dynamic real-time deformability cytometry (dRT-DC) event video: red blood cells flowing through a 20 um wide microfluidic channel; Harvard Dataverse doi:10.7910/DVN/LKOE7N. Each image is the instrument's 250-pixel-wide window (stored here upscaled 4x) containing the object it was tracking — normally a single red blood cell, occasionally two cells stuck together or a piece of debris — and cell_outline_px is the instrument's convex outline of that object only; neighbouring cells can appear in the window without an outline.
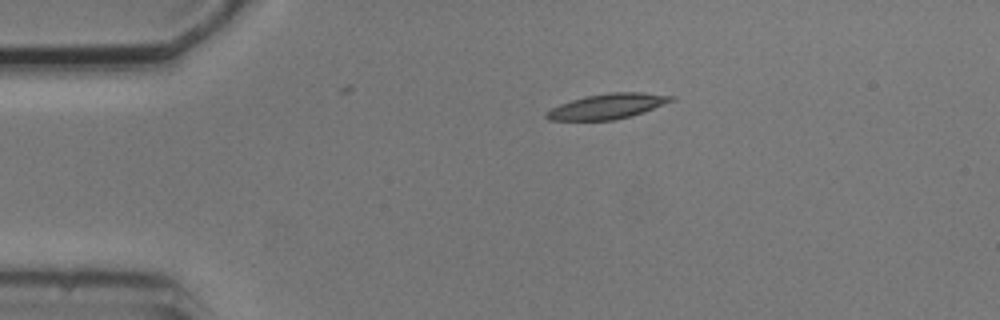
{"species": "common noctule bat (a hibernating species)", "species_latin": "Nyctalus noctula", "temperature_condition": "cold", "stored_images_in_passage": 6, "camera_frame_rate_fps": 3000, "um_per_image_px": 0.085, "animal": {"sex": "male", "body_mass_g": 20.5, "forearm_length_mm": 52.5}, "frame": {"image": 1, "passage_image": 1, "time_ms": 0.0, "image_size_px": [1000, 320], "cell_outline_px": [[676, 100], [644, 112], [612, 120], [548, 120], [544, 116], [544, 112], [560, 104], [572, 100], [588, 96], [608, 92], [644, 92], [676, 96]], "centroid_in_image_um": [51.67, 9.02], "position_along_channel_um": 33.3, "area_um2": 18.32}}
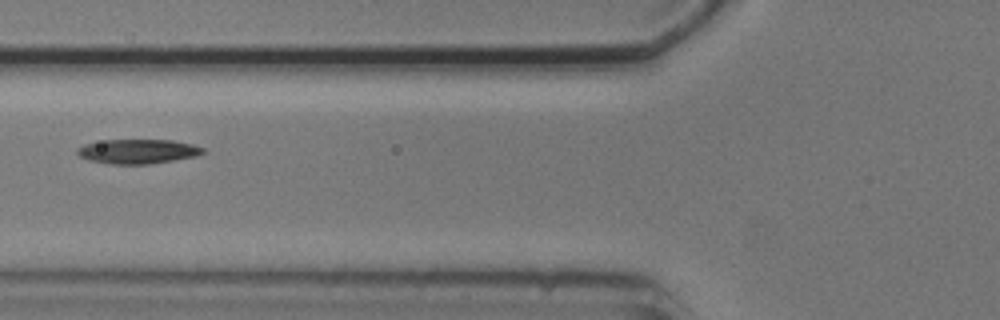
{"frame": {"image": 2, "passage_image": 3, "time_ms": 3.333, "image_size_px": [1000, 320], "cell_outline_px": [[208, 152], [196, 156], [148, 164], [112, 164], [88, 160], [80, 156], [76, 152], [76, 148], [84, 144], [104, 140], [172, 140], [192, 144], [204, 148]], "centroid_in_image_um": [11.72, 12.86], "position_along_channel_um": 114.1, "area_um2": 17.92}}
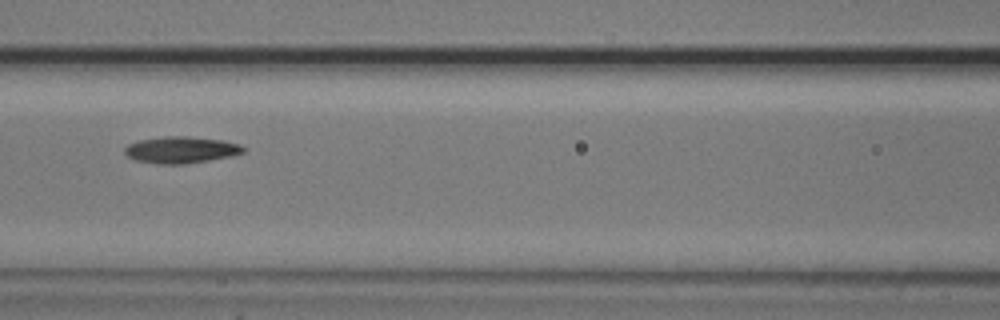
{"frame": {"image": 3, "passage_image": 4, "time_ms": 4.333, "image_size_px": [1000, 320], "cell_outline_px": [[248, 148], [244, 152], [232, 156], [184, 164], [156, 164], [136, 160], [128, 156], [124, 152], [124, 148], [128, 144], [140, 140], [164, 136], [184, 136], [224, 140], [240, 144]], "centroid_in_image_um": [15.42, 12.73], "position_along_channel_um": 151.2, "area_um2": 18.5}}